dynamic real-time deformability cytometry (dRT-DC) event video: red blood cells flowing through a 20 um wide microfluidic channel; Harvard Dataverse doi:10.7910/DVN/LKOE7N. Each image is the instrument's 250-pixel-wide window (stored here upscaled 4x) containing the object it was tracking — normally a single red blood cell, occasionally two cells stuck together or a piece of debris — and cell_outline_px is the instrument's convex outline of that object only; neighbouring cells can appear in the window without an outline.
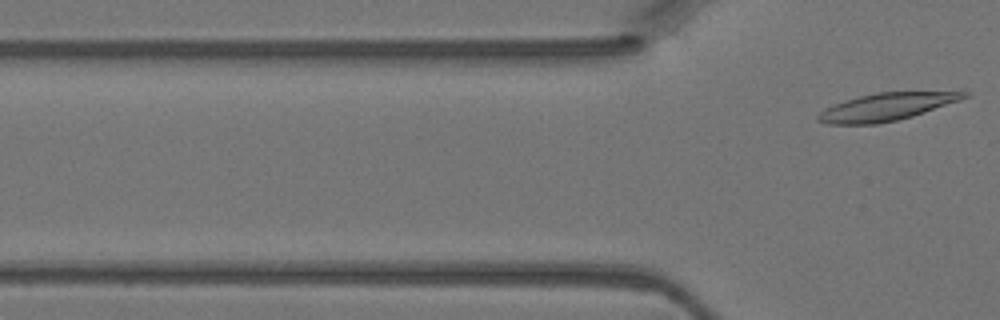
{"species": "Egyptian fruit bat (a non-hibernating species)", "species_latin": "Rousettus aegyptiacus", "temperature_condition": "warm", "stored_images_in_passage": 5, "camera_frame_rate_fps": 3000, "um_per_image_px": 0.085, "animal": {"sex": "female"}, "frame": {"image": 1, "passage_image": 5, "time_ms": 1.333, "image_size_px": [1000, 320], "cell_outline_px": [[968, 96], [960, 100], [912, 116], [896, 120], [876, 124], [828, 124], [816, 120], [816, 116], [824, 108], [860, 96], [876, 92], [968, 92]], "centroid_in_image_um": [75.3, 9.09], "position_along_channel_um": 50.5, "area_um2": 22.95}}